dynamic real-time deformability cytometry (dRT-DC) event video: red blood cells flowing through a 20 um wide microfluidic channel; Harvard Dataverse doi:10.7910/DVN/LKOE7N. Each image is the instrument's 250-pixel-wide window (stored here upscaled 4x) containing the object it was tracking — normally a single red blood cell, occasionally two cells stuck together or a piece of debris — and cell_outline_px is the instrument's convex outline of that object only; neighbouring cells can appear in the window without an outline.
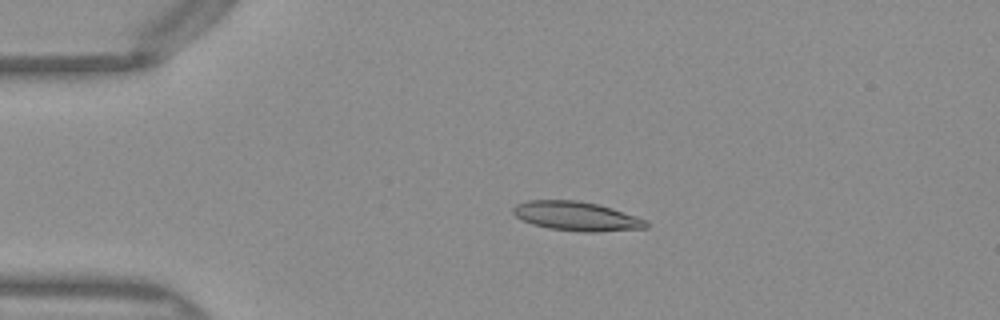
{"species": "Egyptian fruit bat (a non-hibernating species)", "species_latin": "Rousettus aegyptiacus", "temperature_condition": "warm", "stored_images_in_passage": 50, "camera_frame_rate_fps": 3000, "um_per_image_px": 0.085, "frame": {"image": 1, "passage_image": 11, "time_ms": 3.333, "image_size_px": [1000, 320], "cell_outline_px": [[648, 228], [596, 232], [580, 232], [548, 228], [532, 224], [516, 216], [512, 212], [512, 208], [516, 204], [528, 200], [576, 200], [600, 204], [648, 220]], "centroid_in_image_um": [49.02, 18.37], "position_along_channel_um": 36.0, "area_um2": 22.77}}
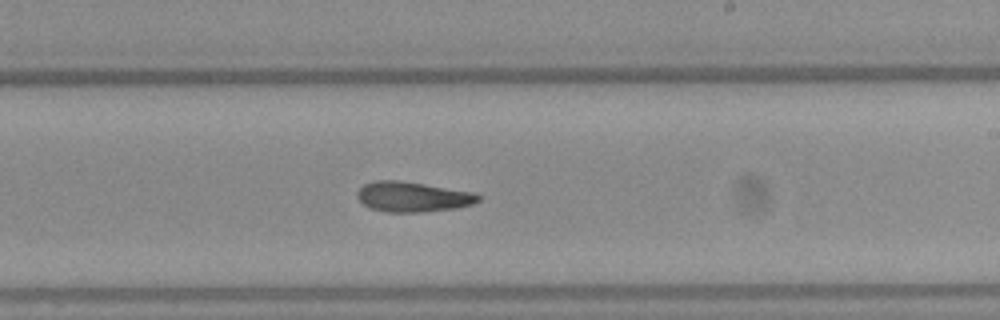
{"frame": {"image": 2, "passage_image": 30, "time_ms": 9.667, "image_size_px": [1000, 320], "cell_outline_px": [[480, 200], [472, 204], [456, 208], [420, 212], [388, 212], [372, 208], [364, 204], [356, 196], [356, 192], [364, 184], [372, 180], [396, 180], [424, 184], [472, 192], [480, 196]], "centroid_in_image_um": [35.05, 16.72], "position_along_channel_um": 254.0, "area_um2": 21.04}}
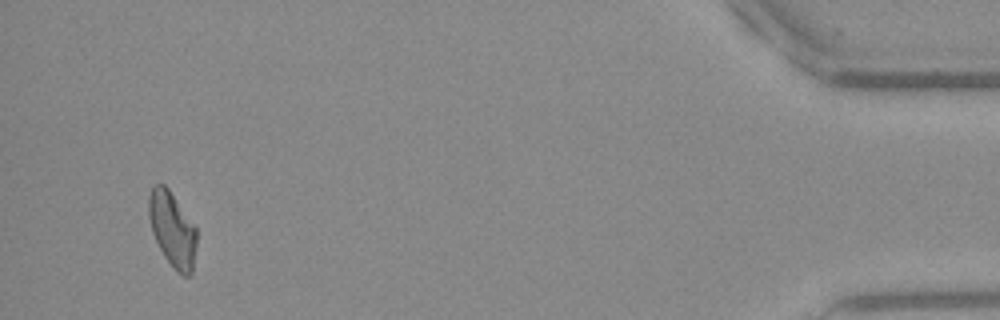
{"frame": {"image": 3, "passage_image": 48, "time_ms": 15.667, "image_size_px": [1000, 320], "cell_outline_px": [[196, 244], [192, 272], [188, 276], [184, 276], [176, 272], [164, 256], [152, 232], [148, 216], [148, 196], [152, 184], [164, 184], [168, 188], [196, 228]], "centroid_in_image_um": [14.62, 19.48], "position_along_channel_um": 420.6, "area_um2": 20.81}, "authors_computed_cell_mechanics": {"area_um2": 21.2415, "velocity_mm_per_s": 4.0445, "shape_relaxation_time_tau1_ms": null, "shape_relaxation_time_tau2_ms": 10.5726, "deformation_change_tau1": null, "deformation_change_tau2": 0.2419}}